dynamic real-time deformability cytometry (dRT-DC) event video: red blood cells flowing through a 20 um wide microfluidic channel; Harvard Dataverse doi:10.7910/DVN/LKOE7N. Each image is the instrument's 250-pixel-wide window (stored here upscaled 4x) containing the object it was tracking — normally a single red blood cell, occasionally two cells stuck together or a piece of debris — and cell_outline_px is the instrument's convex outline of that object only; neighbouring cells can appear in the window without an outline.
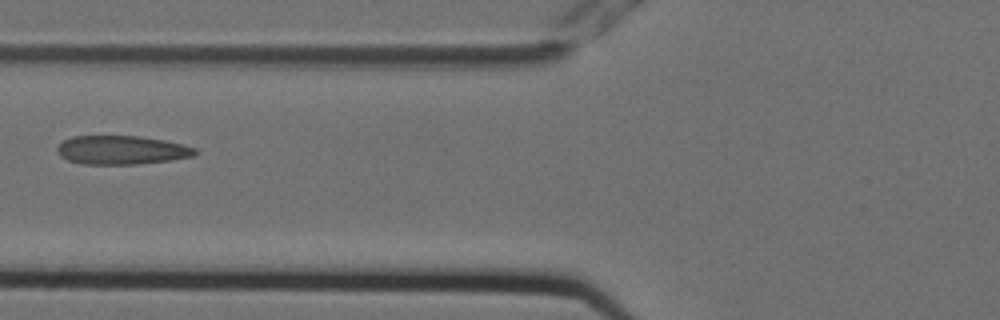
{"species": "Egyptian fruit bat (a non-hibernating species)", "species_latin": "Rousettus aegyptiacus", "temperature_condition": "cold", "stored_images_in_passage": 5, "camera_frame_rate_fps": 3000, "um_per_image_px": 0.085, "animal": {"sex": "female"}, "frame": {"image": 1, "passage_image": 5, "time_ms": 1.333, "image_size_px": [1000, 320], "cell_outline_px": [[196, 152], [192, 156], [172, 160], [136, 164], [80, 164], [68, 160], [60, 156], [56, 148], [64, 140], [72, 136], [140, 136], [164, 140], [196, 148]], "centroid_in_image_um": [10.3, 12.75], "position_along_channel_um": 115.5, "area_um2": 23.0}}